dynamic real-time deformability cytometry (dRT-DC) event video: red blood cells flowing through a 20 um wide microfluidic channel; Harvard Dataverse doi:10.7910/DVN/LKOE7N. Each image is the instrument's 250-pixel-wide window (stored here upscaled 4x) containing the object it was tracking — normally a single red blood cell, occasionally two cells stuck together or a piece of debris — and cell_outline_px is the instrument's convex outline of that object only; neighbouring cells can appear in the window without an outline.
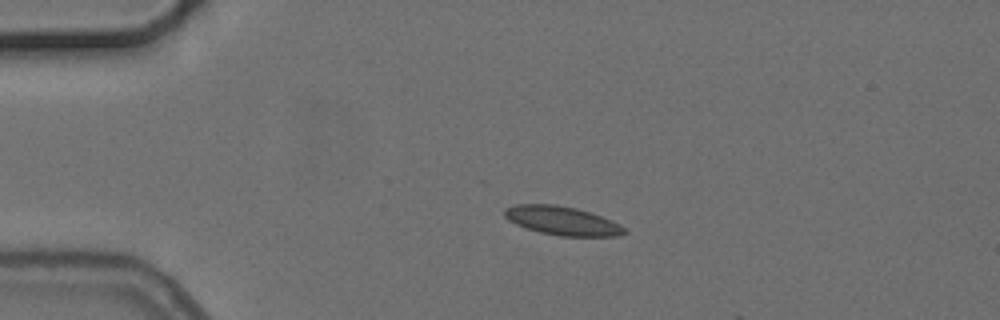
{"species": "common noctule bat (a hibernating species)", "species_latin": "Nyctalus noctula", "temperature_condition": "cold", "stored_images_in_passage": 4, "camera_frame_rate_fps": 3000, "um_per_image_px": 0.085, "animal": {"sex": "female", "body_mass_g": 24.6, "forearm_length_mm": 56.2}, "frame": {"image": 1, "passage_image": 3, "time_ms": 2.333, "image_size_px": [1000, 320], "cell_outline_px": [[628, 232], [620, 236], [560, 236], [540, 232], [516, 224], [508, 220], [504, 216], [504, 208], [516, 204], [556, 204], [576, 208], [612, 220], [620, 224]], "centroid_in_image_um": [47.78, 18.76], "position_along_channel_um": 37.2, "area_um2": 20.06}}